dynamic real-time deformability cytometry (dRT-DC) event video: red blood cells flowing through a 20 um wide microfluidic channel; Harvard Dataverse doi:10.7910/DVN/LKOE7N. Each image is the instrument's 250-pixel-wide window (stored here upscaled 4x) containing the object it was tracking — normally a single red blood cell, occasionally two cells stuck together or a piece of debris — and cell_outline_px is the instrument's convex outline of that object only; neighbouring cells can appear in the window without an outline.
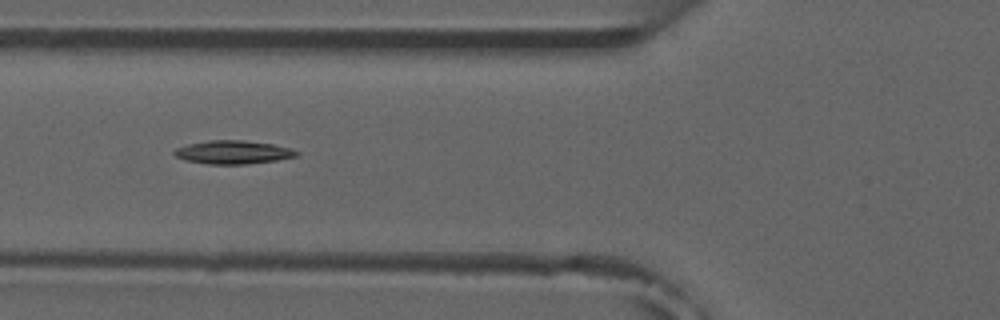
{"species": "common noctule bat (a hibernating species)", "species_latin": "Nyctalus noctula", "temperature_condition": "room temperature", "stored_images_in_passage": 7, "camera_frame_rate_fps": 3000, "um_per_image_px": 0.085, "animal": {"sex": "male", "forearm_length_mm": 52.5}, "frame": {"image": 1, "passage_image": 4, "time_ms": 4.333, "image_size_px": [1000, 320], "cell_outline_px": [[300, 156], [276, 160], [244, 164], [208, 164], [184, 160], [176, 156], [172, 152], [176, 148], [188, 144], [208, 140], [244, 140], [272, 144], [292, 148], [300, 152]], "centroid_in_image_um": [19.83, 12.93], "position_along_channel_um": 106.0, "area_um2": 16.76}}
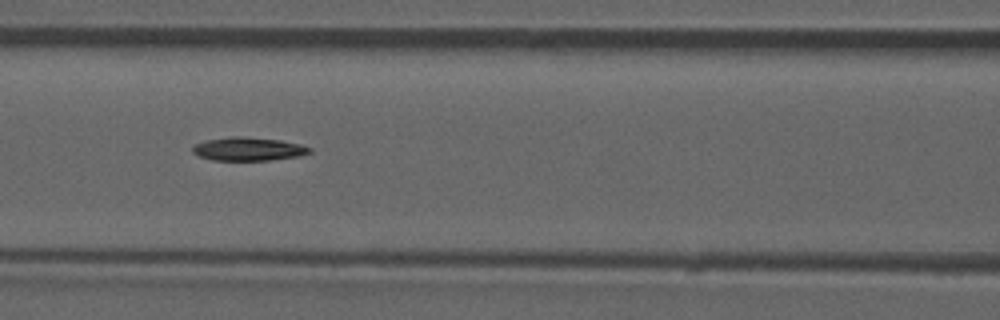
{"frame": {"image": 2, "passage_image": 5, "time_ms": 5.333, "image_size_px": [1000, 320], "cell_outline_px": [[312, 152], [300, 156], [268, 160], [212, 160], [200, 156], [192, 152], [192, 148], [196, 144], [208, 140], [232, 136], [240, 136], [280, 140], [300, 144], [312, 148]], "centroid_in_image_um": [21.14, 12.66], "position_along_channel_um": 145.5, "area_um2": 15.84}}